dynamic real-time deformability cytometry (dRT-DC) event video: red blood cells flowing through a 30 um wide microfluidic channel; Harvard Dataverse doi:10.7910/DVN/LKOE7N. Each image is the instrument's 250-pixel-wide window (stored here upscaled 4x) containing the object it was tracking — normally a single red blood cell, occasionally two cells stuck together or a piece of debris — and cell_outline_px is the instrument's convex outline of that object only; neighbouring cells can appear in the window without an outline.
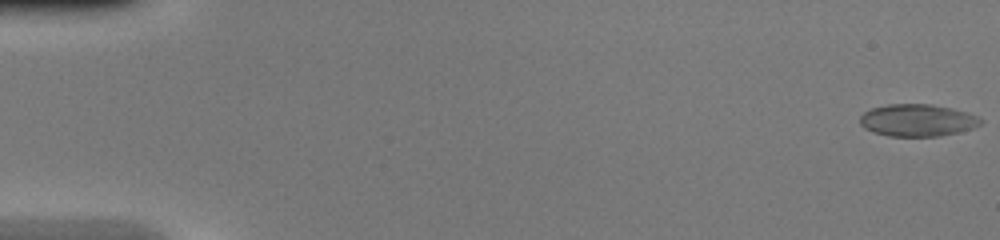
{"species": "common noctule bat (a hibernating species)", "species_latin": "Nyctalus noctula", "temperature_condition": "warm", "stored_images_in_passage": 47, "camera_frame_rate_fps": 3000, "um_per_image_px": 0.085, "animal": {"sex": "female", "body_mass_g": 20.0, "forearm_length_mm": 54.0}, "frame": {"image": 1, "passage_image": 1, "time_ms": 0.0, "image_size_px": [1000, 240], "cell_outline_px": [[984, 120], [980, 124], [972, 128], [960, 132], [940, 136], [888, 136], [872, 132], [864, 128], [860, 124], [860, 116], [864, 112], [872, 108], [888, 104], [932, 104], [952, 108], [968, 112]], "centroid_in_image_um": [77.98, 10.22], "position_along_channel_um": 7.0, "area_um2": 22.77}}
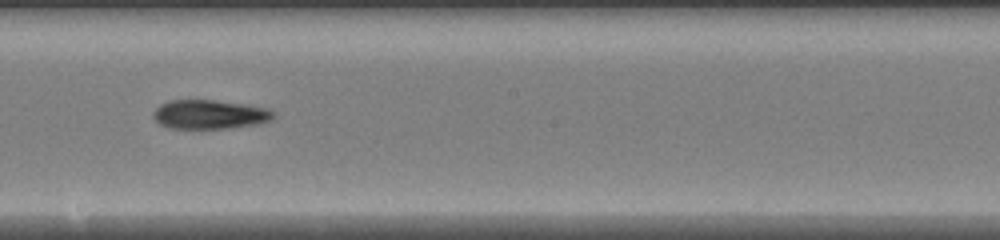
{"frame": {"image": 2, "passage_image": 27, "time_ms": 8.667, "image_size_px": [1000, 240], "cell_outline_px": [[276, 116], [272, 120], [260, 124], [228, 128], [172, 128], [160, 124], [152, 116], [152, 112], [160, 104], [168, 100], [212, 100], [244, 104], [268, 108], [276, 112]], "centroid_in_image_um": [17.86, 9.72], "position_along_channel_um": 230.3, "area_um2": 20.52}}
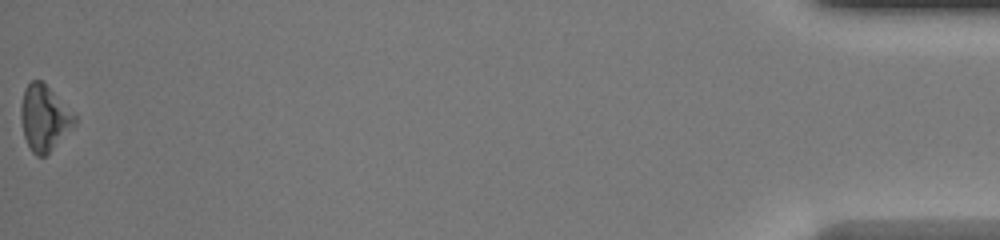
{"frame": {"image": 3, "passage_image": 47, "time_ms": 15.333, "image_size_px": [1000, 240], "cell_outline_px": [[76, 124], [44, 156], [36, 156], [32, 152], [24, 136], [20, 116], [20, 108], [24, 88], [32, 80], [40, 80], [76, 116]], "centroid_in_image_um": [3.73, 10.03], "position_along_channel_um": 431.5, "area_um2": 20.0}}